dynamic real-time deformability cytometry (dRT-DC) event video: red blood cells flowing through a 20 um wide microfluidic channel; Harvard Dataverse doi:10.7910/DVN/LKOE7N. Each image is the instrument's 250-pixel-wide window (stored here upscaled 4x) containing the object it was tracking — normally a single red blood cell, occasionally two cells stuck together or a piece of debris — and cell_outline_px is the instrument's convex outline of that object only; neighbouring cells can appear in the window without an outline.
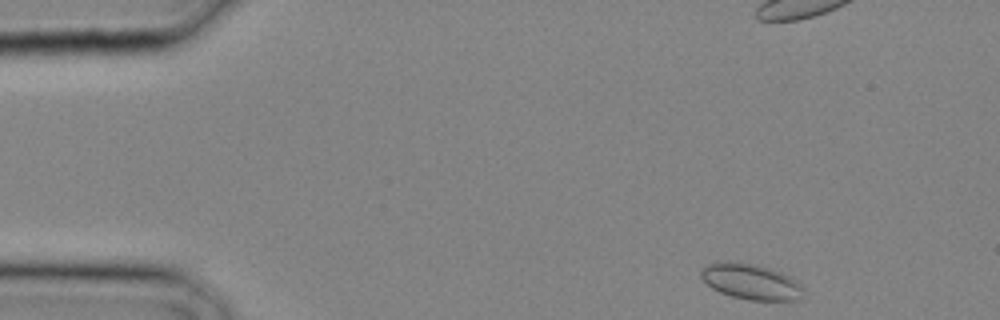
{"species": "common noctule bat (a hibernating species)", "species_latin": "Nyctalus noctula", "temperature_condition": "cold", "stored_images_in_passage": 19, "camera_frame_rate_fps": 3000, "um_per_image_px": 0.085, "animal": {"sex": "male", "body_mass_g": 20.4}, "frame": {"image": 1, "passage_image": 1, "time_ms": 0.0, "image_size_px": [1000, 320], "cell_outline_px": [[804, 288], [800, 300], [748, 300], [732, 296], [720, 292], [712, 288], [700, 276], [700, 272], [708, 264], [716, 260], [756, 264], [772, 268], [796, 280]], "centroid_in_image_um": [63.83, 23.93], "position_along_channel_um": 21.2, "area_um2": 21.33}}